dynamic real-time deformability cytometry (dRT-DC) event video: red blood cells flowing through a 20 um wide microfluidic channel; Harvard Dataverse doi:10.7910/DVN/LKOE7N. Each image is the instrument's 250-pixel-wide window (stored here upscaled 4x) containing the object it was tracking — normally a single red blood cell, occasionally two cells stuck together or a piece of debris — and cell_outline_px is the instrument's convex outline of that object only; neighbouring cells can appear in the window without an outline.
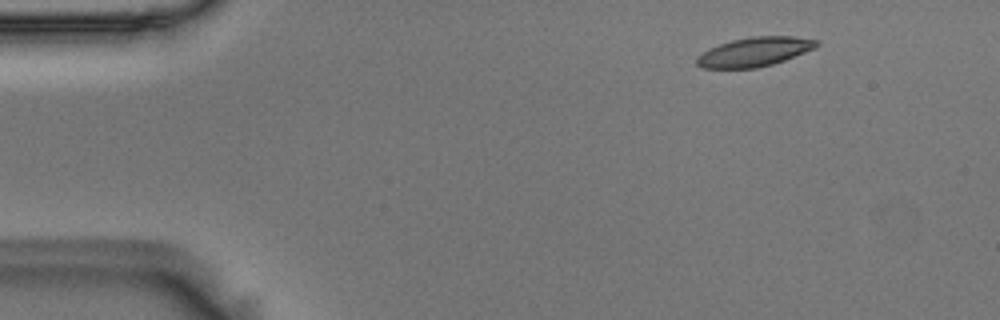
{"species": "Egyptian fruit bat (a non-hibernating species)", "species_latin": "Rousettus aegyptiacus", "temperature_condition": "room temperature", "stored_images_in_passage": 5, "camera_frame_rate_fps": 3000, "um_per_image_px": 0.085, "animal": {"sex": "male"}, "frame": {"image": 1, "passage_image": 1, "time_ms": 0.0, "image_size_px": [1000, 320], "cell_outline_px": [[820, 44], [816, 48], [784, 60], [772, 64], [756, 68], [704, 68], [696, 64], [696, 56], [708, 48], [732, 40], [752, 36], [792, 36], [816, 40]], "centroid_in_image_um": [64.11, 4.4], "position_along_channel_um": 20.9, "area_um2": 20.35}}
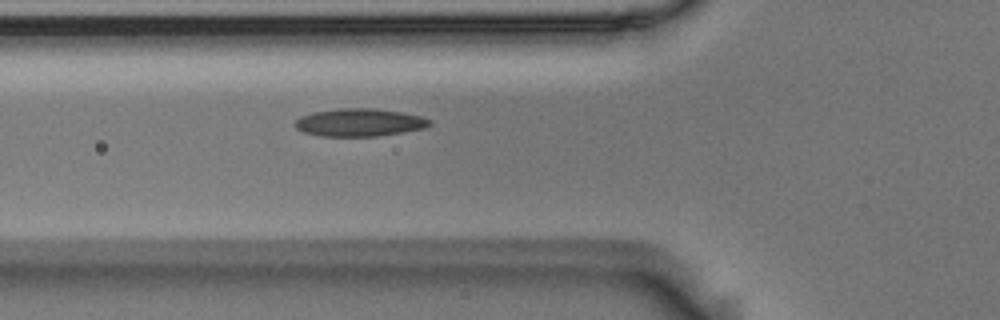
{"frame": {"image": 2, "passage_image": 5, "time_ms": 1.333, "image_size_px": [1000, 320], "cell_outline_px": [[432, 124], [424, 128], [404, 132], [376, 136], [320, 136], [304, 132], [296, 128], [292, 124], [300, 116], [312, 112], [340, 108], [376, 108], [400, 112], [420, 116], [432, 120]], "centroid_in_image_um": [30.53, 10.4], "position_along_channel_um": 95.3, "area_um2": 21.91}}